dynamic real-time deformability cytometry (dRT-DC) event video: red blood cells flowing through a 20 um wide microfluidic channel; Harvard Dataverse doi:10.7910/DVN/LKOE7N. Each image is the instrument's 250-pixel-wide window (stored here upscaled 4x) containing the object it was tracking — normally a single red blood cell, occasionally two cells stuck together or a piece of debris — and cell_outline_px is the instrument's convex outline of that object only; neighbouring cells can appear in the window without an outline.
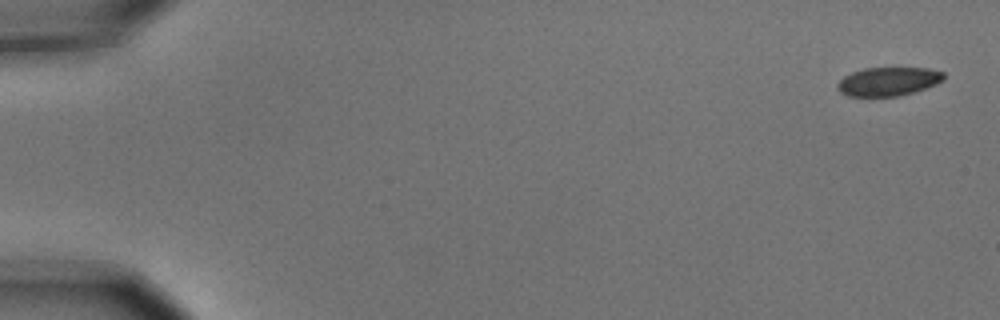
{"species": "common noctule bat (a hibernating species)", "species_latin": "Nyctalus noctula", "temperature_condition": "cold", "stored_images_in_passage": 4, "camera_frame_rate_fps": 3000, "um_per_image_px": 0.085, "animal": {"sex": "male", "body_mass_g": 15.6}, "frame": {"image": 1, "passage_image": 1, "time_ms": 0.0, "image_size_px": [1000, 320], "cell_outline_px": [[944, 80], [936, 84], [900, 96], [848, 96], [840, 92], [836, 88], [836, 84], [844, 76], [852, 72], [864, 68], [928, 68], [944, 72]], "centroid_in_image_um": [75.48, 6.92], "position_along_channel_um": 9.5, "area_um2": 17.74}}